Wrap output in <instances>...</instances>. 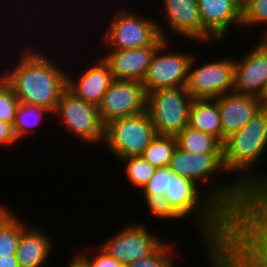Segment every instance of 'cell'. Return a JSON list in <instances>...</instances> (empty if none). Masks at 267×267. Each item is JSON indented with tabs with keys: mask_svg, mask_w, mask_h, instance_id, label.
I'll list each match as a JSON object with an SVG mask.
<instances>
[{
	"mask_svg": "<svg viewBox=\"0 0 267 267\" xmlns=\"http://www.w3.org/2000/svg\"><path fill=\"white\" fill-rule=\"evenodd\" d=\"M210 191L199 190L200 185L171 171L168 166V189L164 196L183 217L193 216L204 240L210 267H214L218 252L228 233V219L251 198L236 182L216 185ZM194 214V215H193ZM202 231V232H201Z\"/></svg>",
	"mask_w": 267,
	"mask_h": 267,
	"instance_id": "6da1fadb",
	"label": "cell"
},
{
	"mask_svg": "<svg viewBox=\"0 0 267 267\" xmlns=\"http://www.w3.org/2000/svg\"><path fill=\"white\" fill-rule=\"evenodd\" d=\"M214 267H267V208L256 197L229 215Z\"/></svg>",
	"mask_w": 267,
	"mask_h": 267,
	"instance_id": "7a4b0ae2",
	"label": "cell"
},
{
	"mask_svg": "<svg viewBox=\"0 0 267 267\" xmlns=\"http://www.w3.org/2000/svg\"><path fill=\"white\" fill-rule=\"evenodd\" d=\"M32 48H24L17 65L11 71H1L0 75L19 102L41 106L54 113L62 92L67 88V73L56 60L53 62L49 55L47 57Z\"/></svg>",
	"mask_w": 267,
	"mask_h": 267,
	"instance_id": "3957f363",
	"label": "cell"
},
{
	"mask_svg": "<svg viewBox=\"0 0 267 267\" xmlns=\"http://www.w3.org/2000/svg\"><path fill=\"white\" fill-rule=\"evenodd\" d=\"M266 148L267 105H264L243 128L227 137L223 144L226 173H240L235 181L250 197H256L265 188L266 175L253 173V167L263 157Z\"/></svg>",
	"mask_w": 267,
	"mask_h": 267,
	"instance_id": "277c9868",
	"label": "cell"
},
{
	"mask_svg": "<svg viewBox=\"0 0 267 267\" xmlns=\"http://www.w3.org/2000/svg\"><path fill=\"white\" fill-rule=\"evenodd\" d=\"M127 10H116L109 21V27L104 32L102 45L108 50H124L150 45H160L169 40L166 30L161 23ZM144 17V18H143ZM164 30V31H163Z\"/></svg>",
	"mask_w": 267,
	"mask_h": 267,
	"instance_id": "5b68a950",
	"label": "cell"
},
{
	"mask_svg": "<svg viewBox=\"0 0 267 267\" xmlns=\"http://www.w3.org/2000/svg\"><path fill=\"white\" fill-rule=\"evenodd\" d=\"M147 111L110 121L104 128L102 145L107 146L117 159L141 156L157 136ZM106 144V145H105Z\"/></svg>",
	"mask_w": 267,
	"mask_h": 267,
	"instance_id": "8992f818",
	"label": "cell"
},
{
	"mask_svg": "<svg viewBox=\"0 0 267 267\" xmlns=\"http://www.w3.org/2000/svg\"><path fill=\"white\" fill-rule=\"evenodd\" d=\"M193 98L185 87L162 88L147 94L148 112L157 134L177 136L189 124Z\"/></svg>",
	"mask_w": 267,
	"mask_h": 267,
	"instance_id": "52a82bcc",
	"label": "cell"
},
{
	"mask_svg": "<svg viewBox=\"0 0 267 267\" xmlns=\"http://www.w3.org/2000/svg\"><path fill=\"white\" fill-rule=\"evenodd\" d=\"M54 115H58L69 133L83 140L84 144L103 142L105 125L100 119L98 106L85 102L67 88L60 96Z\"/></svg>",
	"mask_w": 267,
	"mask_h": 267,
	"instance_id": "ba28073f",
	"label": "cell"
},
{
	"mask_svg": "<svg viewBox=\"0 0 267 267\" xmlns=\"http://www.w3.org/2000/svg\"><path fill=\"white\" fill-rule=\"evenodd\" d=\"M193 56L189 65L187 91L193 99H216L233 92L235 76V60L222 58L206 62L194 68Z\"/></svg>",
	"mask_w": 267,
	"mask_h": 267,
	"instance_id": "9c48e42d",
	"label": "cell"
},
{
	"mask_svg": "<svg viewBox=\"0 0 267 267\" xmlns=\"http://www.w3.org/2000/svg\"><path fill=\"white\" fill-rule=\"evenodd\" d=\"M168 45L169 40H164L152 57L147 75L142 82L146 94L157 89L187 85L189 65L194 55L175 50L170 52V49L167 51L165 49L169 48Z\"/></svg>",
	"mask_w": 267,
	"mask_h": 267,
	"instance_id": "30bf717a",
	"label": "cell"
},
{
	"mask_svg": "<svg viewBox=\"0 0 267 267\" xmlns=\"http://www.w3.org/2000/svg\"><path fill=\"white\" fill-rule=\"evenodd\" d=\"M145 227L146 225L140 223L126 225L112 238L105 240L104 243L101 241L99 246L124 266L135 260L148 258L165 241L153 235Z\"/></svg>",
	"mask_w": 267,
	"mask_h": 267,
	"instance_id": "8fae6325",
	"label": "cell"
},
{
	"mask_svg": "<svg viewBox=\"0 0 267 267\" xmlns=\"http://www.w3.org/2000/svg\"><path fill=\"white\" fill-rule=\"evenodd\" d=\"M147 94L144 85L137 80H114L101 103L99 116L104 125L118 118L146 111Z\"/></svg>",
	"mask_w": 267,
	"mask_h": 267,
	"instance_id": "7c38bea8",
	"label": "cell"
},
{
	"mask_svg": "<svg viewBox=\"0 0 267 267\" xmlns=\"http://www.w3.org/2000/svg\"><path fill=\"white\" fill-rule=\"evenodd\" d=\"M261 40L241 59L235 60L234 92L266 99L267 30Z\"/></svg>",
	"mask_w": 267,
	"mask_h": 267,
	"instance_id": "4fadbf2b",
	"label": "cell"
},
{
	"mask_svg": "<svg viewBox=\"0 0 267 267\" xmlns=\"http://www.w3.org/2000/svg\"><path fill=\"white\" fill-rule=\"evenodd\" d=\"M166 26L182 38L201 41L205 45L218 42L202 27L198 0H163ZM207 42V43H206Z\"/></svg>",
	"mask_w": 267,
	"mask_h": 267,
	"instance_id": "5bb4252c",
	"label": "cell"
},
{
	"mask_svg": "<svg viewBox=\"0 0 267 267\" xmlns=\"http://www.w3.org/2000/svg\"><path fill=\"white\" fill-rule=\"evenodd\" d=\"M222 127V144L227 137L243 128L265 105L259 97L230 92L216 98Z\"/></svg>",
	"mask_w": 267,
	"mask_h": 267,
	"instance_id": "9a60e30c",
	"label": "cell"
},
{
	"mask_svg": "<svg viewBox=\"0 0 267 267\" xmlns=\"http://www.w3.org/2000/svg\"><path fill=\"white\" fill-rule=\"evenodd\" d=\"M202 27L217 41L226 39L229 27L242 26V3L239 0H198Z\"/></svg>",
	"mask_w": 267,
	"mask_h": 267,
	"instance_id": "2e32d148",
	"label": "cell"
},
{
	"mask_svg": "<svg viewBox=\"0 0 267 267\" xmlns=\"http://www.w3.org/2000/svg\"><path fill=\"white\" fill-rule=\"evenodd\" d=\"M169 168L179 176L190 179L198 185L200 180L213 181L212 176L219 172H226L223 165V153L191 154L178 146L173 152Z\"/></svg>",
	"mask_w": 267,
	"mask_h": 267,
	"instance_id": "e0dca14e",
	"label": "cell"
},
{
	"mask_svg": "<svg viewBox=\"0 0 267 267\" xmlns=\"http://www.w3.org/2000/svg\"><path fill=\"white\" fill-rule=\"evenodd\" d=\"M67 72V89L85 102L98 106L104 94L115 80L109 64L100 57L93 65L86 67L78 79Z\"/></svg>",
	"mask_w": 267,
	"mask_h": 267,
	"instance_id": "ac0fdd59",
	"label": "cell"
},
{
	"mask_svg": "<svg viewBox=\"0 0 267 267\" xmlns=\"http://www.w3.org/2000/svg\"><path fill=\"white\" fill-rule=\"evenodd\" d=\"M159 45L147 47L111 50L104 60L109 64L115 80H137L143 82L152 57Z\"/></svg>",
	"mask_w": 267,
	"mask_h": 267,
	"instance_id": "d6986e66",
	"label": "cell"
},
{
	"mask_svg": "<svg viewBox=\"0 0 267 267\" xmlns=\"http://www.w3.org/2000/svg\"><path fill=\"white\" fill-rule=\"evenodd\" d=\"M39 227H27L21 220V235L17 246L16 258L19 267H41L49 259L53 250L52 239Z\"/></svg>",
	"mask_w": 267,
	"mask_h": 267,
	"instance_id": "ffe728a7",
	"label": "cell"
},
{
	"mask_svg": "<svg viewBox=\"0 0 267 267\" xmlns=\"http://www.w3.org/2000/svg\"><path fill=\"white\" fill-rule=\"evenodd\" d=\"M188 126L216 137L222 143L221 117L216 99H194Z\"/></svg>",
	"mask_w": 267,
	"mask_h": 267,
	"instance_id": "44dd1931",
	"label": "cell"
},
{
	"mask_svg": "<svg viewBox=\"0 0 267 267\" xmlns=\"http://www.w3.org/2000/svg\"><path fill=\"white\" fill-rule=\"evenodd\" d=\"M177 146L191 154L223 153V144L214 136L187 126L177 136Z\"/></svg>",
	"mask_w": 267,
	"mask_h": 267,
	"instance_id": "7402d4cb",
	"label": "cell"
},
{
	"mask_svg": "<svg viewBox=\"0 0 267 267\" xmlns=\"http://www.w3.org/2000/svg\"><path fill=\"white\" fill-rule=\"evenodd\" d=\"M21 235V218L0 205V257L16 255Z\"/></svg>",
	"mask_w": 267,
	"mask_h": 267,
	"instance_id": "603a6c76",
	"label": "cell"
},
{
	"mask_svg": "<svg viewBox=\"0 0 267 267\" xmlns=\"http://www.w3.org/2000/svg\"><path fill=\"white\" fill-rule=\"evenodd\" d=\"M47 114L52 115L53 113L44 107L20 102L13 124L16 139L20 140L28 136L27 134L31 132V128L35 129L36 126L43 123Z\"/></svg>",
	"mask_w": 267,
	"mask_h": 267,
	"instance_id": "cb8c5ba5",
	"label": "cell"
},
{
	"mask_svg": "<svg viewBox=\"0 0 267 267\" xmlns=\"http://www.w3.org/2000/svg\"><path fill=\"white\" fill-rule=\"evenodd\" d=\"M176 147V136L158 134L145 148L141 156L156 168L169 166Z\"/></svg>",
	"mask_w": 267,
	"mask_h": 267,
	"instance_id": "d4e9b609",
	"label": "cell"
},
{
	"mask_svg": "<svg viewBox=\"0 0 267 267\" xmlns=\"http://www.w3.org/2000/svg\"><path fill=\"white\" fill-rule=\"evenodd\" d=\"M125 161L126 176L129 179V183L137 188L142 187L149 182L157 170L156 167L152 166L149 162L145 161L142 156H129L120 159Z\"/></svg>",
	"mask_w": 267,
	"mask_h": 267,
	"instance_id": "484cf974",
	"label": "cell"
},
{
	"mask_svg": "<svg viewBox=\"0 0 267 267\" xmlns=\"http://www.w3.org/2000/svg\"><path fill=\"white\" fill-rule=\"evenodd\" d=\"M19 104L12 88L0 75V121L13 126Z\"/></svg>",
	"mask_w": 267,
	"mask_h": 267,
	"instance_id": "4316f807",
	"label": "cell"
},
{
	"mask_svg": "<svg viewBox=\"0 0 267 267\" xmlns=\"http://www.w3.org/2000/svg\"><path fill=\"white\" fill-rule=\"evenodd\" d=\"M267 24V0H246L242 4V26Z\"/></svg>",
	"mask_w": 267,
	"mask_h": 267,
	"instance_id": "83f0119b",
	"label": "cell"
},
{
	"mask_svg": "<svg viewBox=\"0 0 267 267\" xmlns=\"http://www.w3.org/2000/svg\"><path fill=\"white\" fill-rule=\"evenodd\" d=\"M144 202L149 211L160 219H182L183 217L171 206L170 201L164 195L143 194Z\"/></svg>",
	"mask_w": 267,
	"mask_h": 267,
	"instance_id": "f1b7e54d",
	"label": "cell"
},
{
	"mask_svg": "<svg viewBox=\"0 0 267 267\" xmlns=\"http://www.w3.org/2000/svg\"><path fill=\"white\" fill-rule=\"evenodd\" d=\"M173 246L168 242L164 243L154 254L148 258L135 260L126 267H174V254L171 253Z\"/></svg>",
	"mask_w": 267,
	"mask_h": 267,
	"instance_id": "f546056e",
	"label": "cell"
},
{
	"mask_svg": "<svg viewBox=\"0 0 267 267\" xmlns=\"http://www.w3.org/2000/svg\"><path fill=\"white\" fill-rule=\"evenodd\" d=\"M96 254L90 257L88 253L78 252L75 256L86 266V267H126L109 255L99 245L96 246Z\"/></svg>",
	"mask_w": 267,
	"mask_h": 267,
	"instance_id": "4dcf8cb0",
	"label": "cell"
},
{
	"mask_svg": "<svg viewBox=\"0 0 267 267\" xmlns=\"http://www.w3.org/2000/svg\"><path fill=\"white\" fill-rule=\"evenodd\" d=\"M168 189V166L157 168L152 178L142 187V194L164 195Z\"/></svg>",
	"mask_w": 267,
	"mask_h": 267,
	"instance_id": "1f68e13d",
	"label": "cell"
},
{
	"mask_svg": "<svg viewBox=\"0 0 267 267\" xmlns=\"http://www.w3.org/2000/svg\"><path fill=\"white\" fill-rule=\"evenodd\" d=\"M17 141L18 140L13 132V126L6 122L0 121V147L14 145V143Z\"/></svg>",
	"mask_w": 267,
	"mask_h": 267,
	"instance_id": "d6a6232c",
	"label": "cell"
},
{
	"mask_svg": "<svg viewBox=\"0 0 267 267\" xmlns=\"http://www.w3.org/2000/svg\"><path fill=\"white\" fill-rule=\"evenodd\" d=\"M0 267H19L16 256L0 257Z\"/></svg>",
	"mask_w": 267,
	"mask_h": 267,
	"instance_id": "836d02e7",
	"label": "cell"
},
{
	"mask_svg": "<svg viewBox=\"0 0 267 267\" xmlns=\"http://www.w3.org/2000/svg\"><path fill=\"white\" fill-rule=\"evenodd\" d=\"M256 198L267 208V176H265V188L256 196Z\"/></svg>",
	"mask_w": 267,
	"mask_h": 267,
	"instance_id": "e575fe53",
	"label": "cell"
},
{
	"mask_svg": "<svg viewBox=\"0 0 267 267\" xmlns=\"http://www.w3.org/2000/svg\"><path fill=\"white\" fill-rule=\"evenodd\" d=\"M69 263L68 267H86L75 255L72 256Z\"/></svg>",
	"mask_w": 267,
	"mask_h": 267,
	"instance_id": "d590c367",
	"label": "cell"
},
{
	"mask_svg": "<svg viewBox=\"0 0 267 267\" xmlns=\"http://www.w3.org/2000/svg\"><path fill=\"white\" fill-rule=\"evenodd\" d=\"M264 104L267 105V96H266V99L264 100Z\"/></svg>",
	"mask_w": 267,
	"mask_h": 267,
	"instance_id": "8d00e7d4",
	"label": "cell"
},
{
	"mask_svg": "<svg viewBox=\"0 0 267 267\" xmlns=\"http://www.w3.org/2000/svg\"><path fill=\"white\" fill-rule=\"evenodd\" d=\"M242 4L246 1V0H239Z\"/></svg>",
	"mask_w": 267,
	"mask_h": 267,
	"instance_id": "74e56055",
	"label": "cell"
}]
</instances>
